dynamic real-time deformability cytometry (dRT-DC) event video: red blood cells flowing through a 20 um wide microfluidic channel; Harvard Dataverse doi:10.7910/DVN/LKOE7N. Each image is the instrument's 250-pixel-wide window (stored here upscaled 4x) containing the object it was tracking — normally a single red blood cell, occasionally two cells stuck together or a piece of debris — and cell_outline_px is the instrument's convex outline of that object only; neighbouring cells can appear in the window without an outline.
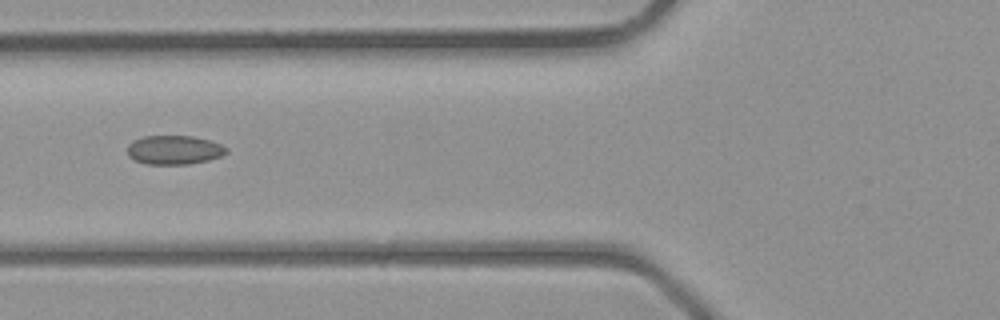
{"species": "common noctule bat (a hibernating species)", "species_latin": "Nyctalus noctula", "temperature_condition": "room temperature", "stored_images_in_passage": 3, "camera_frame_rate_fps": 3000, "um_per_image_px": 0.085, "animal": {"sex": "male", "body_mass_g": 23.1, "forearm_length_mm": 52.7}, "frame": {"image": 1, "passage_image": 3, "time_ms": 2.0, "image_size_px": [1000, 320], "cell_outline_px": [[228, 152], [220, 156], [208, 160], [188, 164], [148, 164], [136, 160], [128, 156], [128, 144], [132, 140], [144, 136], [192, 136], [208, 140], [220, 144], [228, 148]], "centroid_in_image_um": [14.79, 12.74], "position_along_channel_um": 111.0, "area_um2": 16.65}}